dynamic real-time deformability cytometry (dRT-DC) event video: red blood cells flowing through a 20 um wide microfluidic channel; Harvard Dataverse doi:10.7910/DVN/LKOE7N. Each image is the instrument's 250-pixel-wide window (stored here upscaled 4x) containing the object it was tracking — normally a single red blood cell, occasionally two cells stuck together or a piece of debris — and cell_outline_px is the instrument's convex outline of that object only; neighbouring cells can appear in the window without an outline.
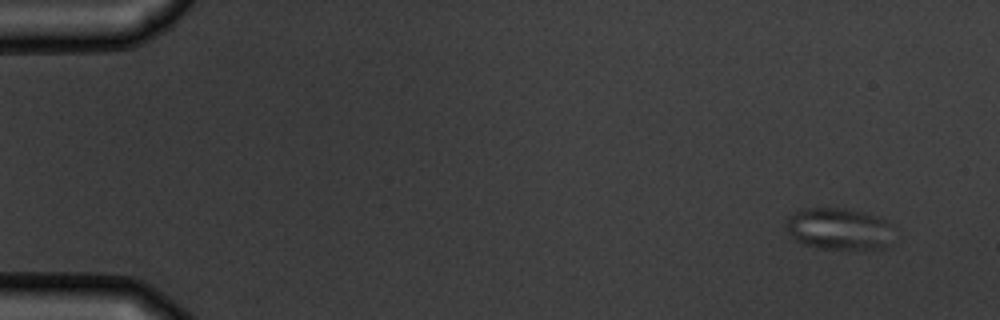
{"species": "common noctule bat (a hibernating species)", "species_latin": "Nyctalus noctula", "temperature_condition": "warm", "stored_images_in_passage": 8, "camera_frame_rate_fps": 3000, "um_per_image_px": 0.085, "animal": {"sex": "male", "body_mass_g": 19.5, "forearm_length_mm": 54.6}, "frame": {"image": 1, "passage_image": 1, "time_ms": 0.0, "image_size_px": [1000, 320], "cell_outline_px": [[900, 228], [888, 244], [884, 248], [820, 248], [804, 244], [796, 240], [784, 228], [788, 216], [804, 208], [844, 208], [864, 212], [876, 216]], "centroid_in_image_um": [71.37, 19.44], "position_along_channel_um": 13.6, "area_um2": 26.53}}
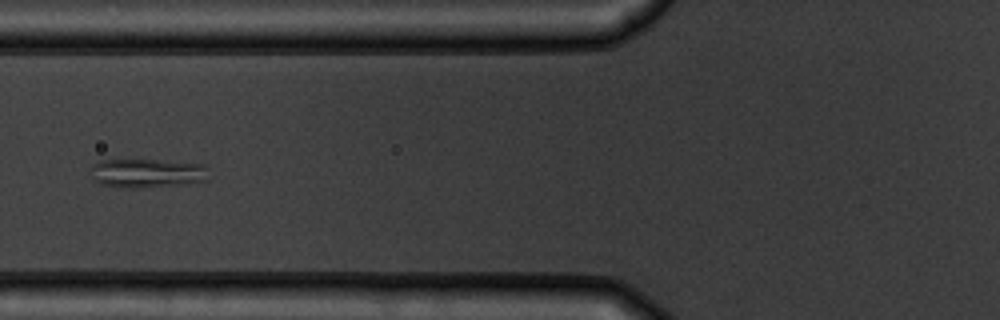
{"frame": {"image": 2, "passage_image": 6, "time_ms": 6.0, "image_size_px": [1000, 320], "cell_outline_px": [[208, 180], [188, 184], [136, 188], [128, 188], [104, 184], [92, 180], [92, 164], [100, 160], [156, 160], [208, 164]], "centroid_in_image_um": [12.57, 14.71], "position_along_channel_um": 113.2, "area_um2": 20.11}}
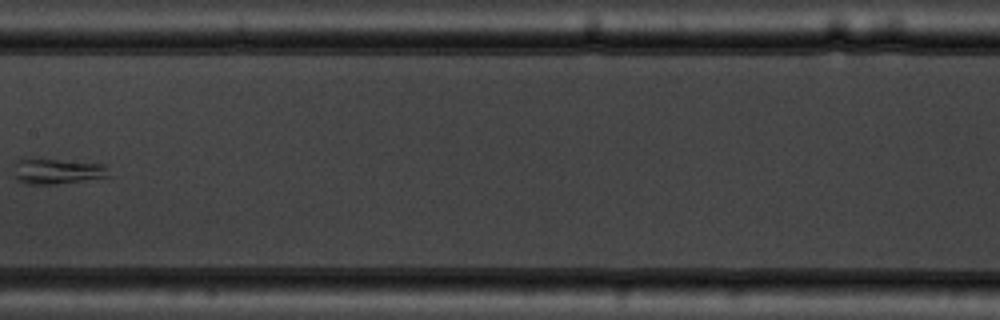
{"frame": {"image": 3, "passage_image": 8, "time_ms": 8.333, "image_size_px": [1000, 320], "cell_outline_px": [[116, 176], [56, 184], [24, 184], [16, 180], [12, 168], [16, 160], [24, 156], [104, 164]], "centroid_in_image_um": [4.84, 14.53], "position_along_channel_um": 202.6, "area_um2": 15.03}}